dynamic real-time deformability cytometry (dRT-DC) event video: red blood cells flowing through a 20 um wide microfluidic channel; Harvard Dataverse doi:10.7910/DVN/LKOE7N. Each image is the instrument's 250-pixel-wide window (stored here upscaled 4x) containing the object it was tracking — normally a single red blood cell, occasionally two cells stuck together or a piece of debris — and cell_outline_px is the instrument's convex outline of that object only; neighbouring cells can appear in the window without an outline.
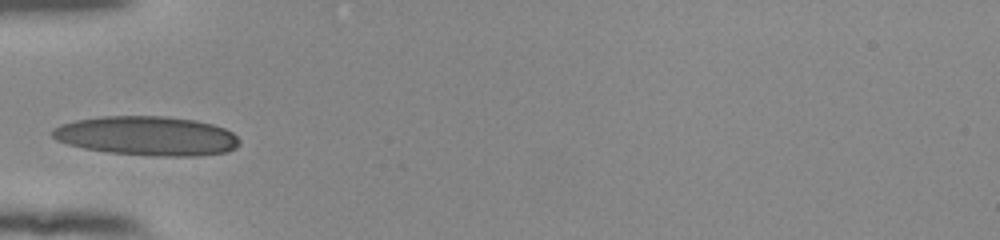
{"species": "human", "species_latin": "Homo sapiens", "temperature_condition": "room temperature", "stored_images_in_passage": 28, "camera_frame_rate_fps": 3000, "um_per_image_px": 0.085, "donor": {"sex": "female"}, "frame": {"image": 1, "passage_image": 1, "time_ms": 0.0, "image_size_px": [1000, 240], "cell_outline_px": [[240, 144], [236, 148], [228, 152], [200, 156], [152, 156], [108, 152], [84, 148], [68, 144], [56, 140], [52, 136], [52, 128], [60, 124], [76, 120], [100, 116], [168, 116], [196, 120], [212, 124], [224, 128], [232, 132], [240, 140]], "centroid_in_image_um": [12.51, 11.55], "position_along_channel_um": 72.5, "area_um2": 43.18}}
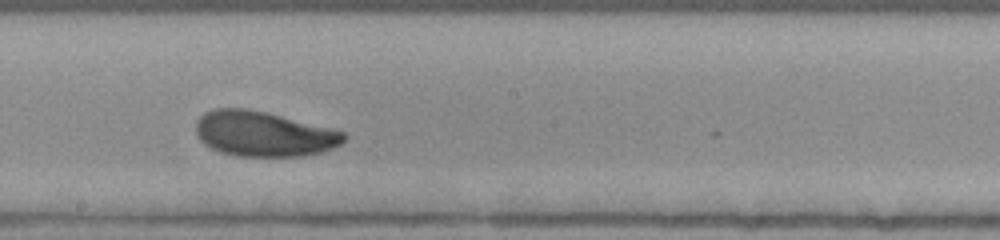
{"frame": {"image": 2, "passage_image": 13, "time_ms": 4.0, "image_size_px": [1000, 240], "cell_outline_px": [[348, 136], [340, 144], [332, 148], [320, 152], [304, 156], [236, 156], [220, 152], [204, 144], [200, 140], [196, 132], [196, 120], [204, 112], [212, 108], [248, 108], [332, 128], [344, 132]], "centroid_in_image_um": [22.38, 11.37], "position_along_channel_um": 225.8, "area_um2": 39.02}}
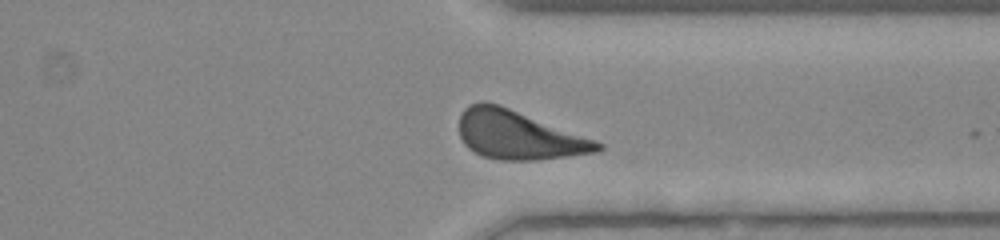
{"frame": {"image": 3, "passage_image": 24, "time_ms": 7.667, "image_size_px": [1000, 240], "cell_outline_px": [[604, 148], [596, 152], [568, 156], [536, 160], [500, 160], [484, 156], [468, 148], [464, 144], [460, 136], [460, 116], [464, 108], [468, 104], [480, 100], [484, 100], [500, 104], [596, 140], [604, 144]], "centroid_in_image_um": [44.06, 11.45], "position_along_channel_um": 367.3, "area_um2": 39.42}, "authors_computed_cell_mechanics": {"area_um2": 39.4485, "velocity_mm_per_s": 3.8488, "shape_relaxation_time_tau1_ms": 2.2068, "shape_relaxation_time_tau2_ms": null, "deformation_change_tau1": 0.1225, "deformation_change_tau2": null}}